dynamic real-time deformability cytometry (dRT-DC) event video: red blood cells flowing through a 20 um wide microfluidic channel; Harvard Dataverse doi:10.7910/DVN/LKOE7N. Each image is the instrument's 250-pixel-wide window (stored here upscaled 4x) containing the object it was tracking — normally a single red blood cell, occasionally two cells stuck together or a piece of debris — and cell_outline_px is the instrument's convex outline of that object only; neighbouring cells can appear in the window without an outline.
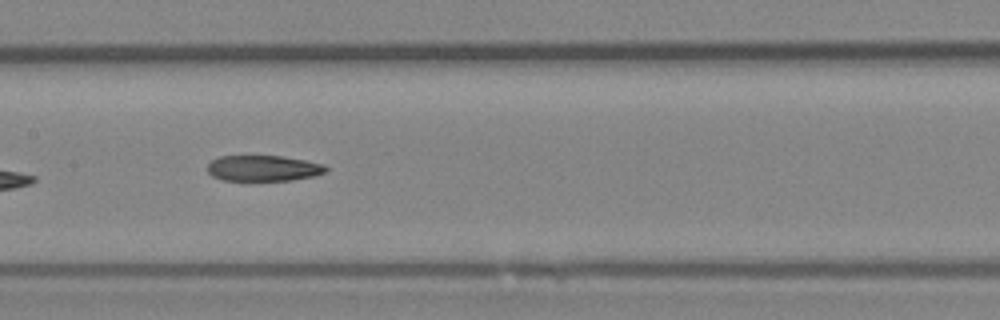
{"species": "Egyptian fruit bat (a non-hibernating species)", "species_latin": "Rousettus aegyptiacus", "temperature_condition": "room temperature", "stored_images_in_passage": 10, "camera_frame_rate_fps": 3000, "um_per_image_px": 0.085, "animal": {"sex": "female"}, "frame": {"image": 1, "passage_image": 7, "time_ms": 2.0, "image_size_px": [1000, 320], "cell_outline_px": [[328, 168], [324, 172], [316, 176], [292, 180], [244, 184], [224, 180], [212, 176], [208, 172], [208, 164], [212, 160], [220, 156], [280, 156], [304, 160], [324, 164]], "centroid_in_image_um": [22.35, 14.36], "position_along_channel_um": 185.1, "area_um2": 18.67}}
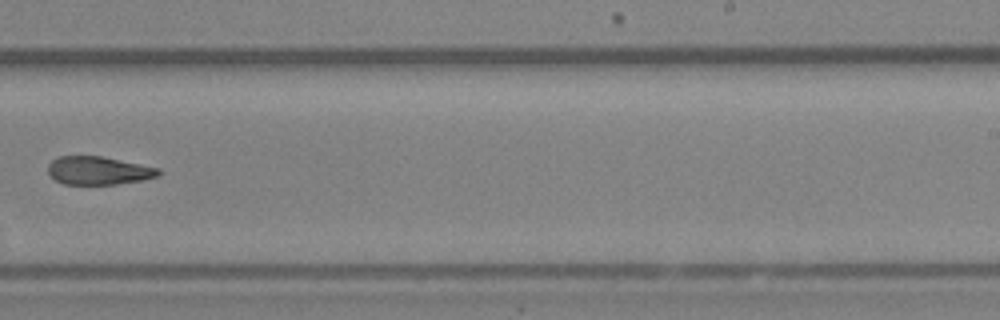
{"frame": {"image": 2, "passage_image": 9, "time_ms": 2.667, "image_size_px": [1000, 320], "cell_outline_px": [[160, 172], [156, 176], [144, 180], [116, 184], [64, 184], [56, 180], [48, 172], [48, 164], [52, 160], [60, 156], [100, 156], [160, 168]], "centroid_in_image_um": [8.36, 14.5], "position_along_channel_um": 280.6, "area_um2": 17.98}}
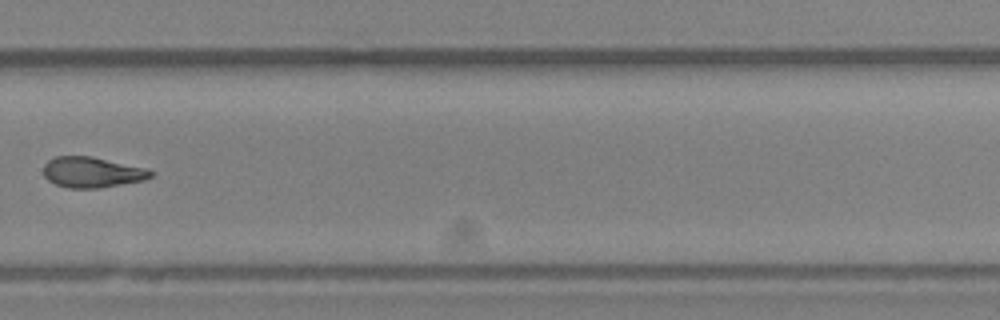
{"frame": {"image": 3, "passage_image": 10, "time_ms": 3.0, "image_size_px": [1000, 320], "cell_outline_px": [[156, 172], [152, 176], [144, 180], [100, 188], [68, 188], [56, 184], [48, 180], [44, 176], [44, 164], [48, 160], [56, 156], [92, 156], [144, 168]], "centroid_in_image_um": [7.81, 14.64], "position_along_channel_um": 322.0, "area_um2": 19.07}}